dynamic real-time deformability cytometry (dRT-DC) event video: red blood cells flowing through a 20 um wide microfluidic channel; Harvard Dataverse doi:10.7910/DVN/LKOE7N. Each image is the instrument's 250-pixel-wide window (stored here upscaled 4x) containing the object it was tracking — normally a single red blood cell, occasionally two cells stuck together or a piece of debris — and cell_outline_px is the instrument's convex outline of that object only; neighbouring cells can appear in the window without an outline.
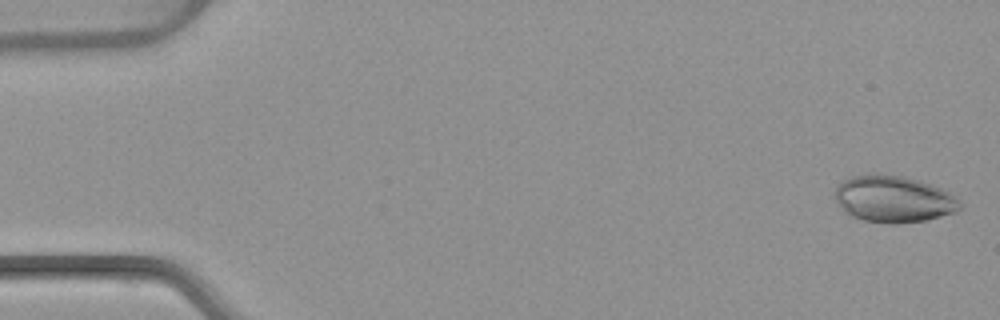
{"species": "common noctule bat (a hibernating species)", "species_latin": "Nyctalus noctula", "temperature_condition": "warm", "stored_images_in_passage": 50, "camera_frame_rate_fps": 3000, "um_per_image_px": 0.085, "animal": {"sex": "female", "body_mass_g": 22.7, "forearm_length_mm": 54.2}, "frame": {"image": 1, "passage_image": 1, "time_ms": 0.0, "image_size_px": [1000, 320], "cell_outline_px": [[964, 204], [956, 212], [928, 220], [900, 224], [888, 224], [864, 220], [852, 216], [844, 212], [836, 200], [836, 184], [852, 176], [904, 176], [932, 184], [956, 196]], "centroid_in_image_um": [76.01, 16.96], "position_along_channel_um": 9.0, "area_um2": 33.87}}
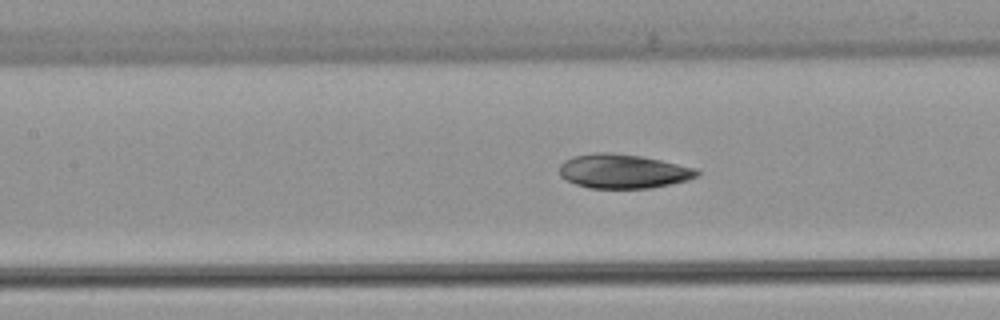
{"frame": {"image": 2, "passage_image": 23, "time_ms": 7.333, "image_size_px": [1000, 320], "cell_outline_px": [[700, 172], [696, 176], [688, 180], [652, 188], [588, 188], [576, 184], [560, 176], [560, 164], [564, 160], [572, 156], [596, 152], [612, 152], [640, 156], [660, 160], [696, 168]], "centroid_in_image_um": [52.94, 14.55], "position_along_channel_um": 154.5, "area_um2": 27.4}}
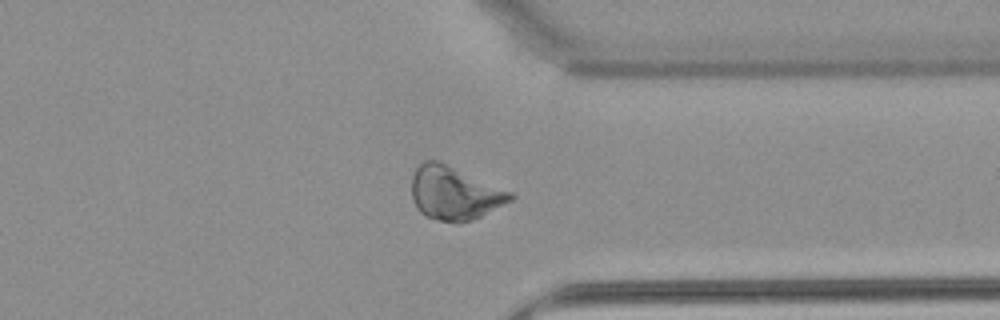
{"frame": {"image": 3, "passage_image": 40, "time_ms": 13.0, "image_size_px": [1000, 320], "cell_outline_px": [[516, 196], [512, 200], [480, 216], [460, 224], [456, 224], [436, 220], [420, 212], [416, 208], [412, 200], [412, 176], [416, 168], [424, 160], [436, 160], [512, 192]], "centroid_in_image_um": [38.6, 16.44], "position_along_channel_um": 372.8, "area_um2": 30.52}}